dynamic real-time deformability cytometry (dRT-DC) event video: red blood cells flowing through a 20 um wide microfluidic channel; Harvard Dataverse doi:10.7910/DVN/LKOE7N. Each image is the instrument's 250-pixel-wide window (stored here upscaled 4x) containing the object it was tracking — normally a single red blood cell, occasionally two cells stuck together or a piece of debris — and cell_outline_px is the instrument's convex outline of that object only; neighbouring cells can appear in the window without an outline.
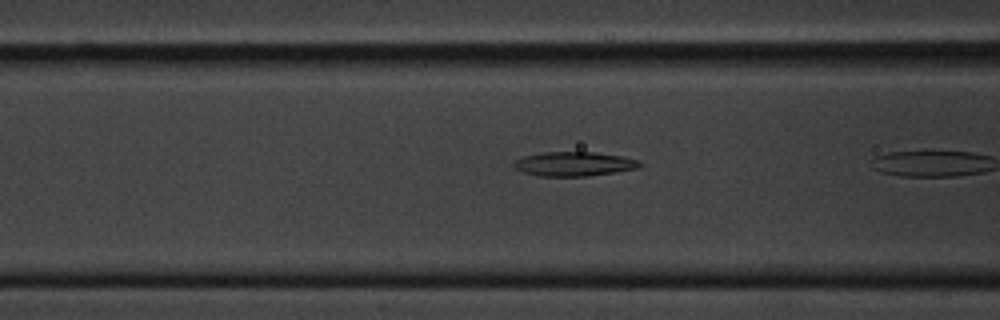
{"species": "common noctule bat (a hibernating species)", "species_latin": "Nyctalus noctula", "temperature_condition": "cold", "stored_images_in_passage": 4, "camera_frame_rate_fps": 3000, "um_per_image_px": 0.085, "animal": {"sex": "male", "body_mass_g": 20.1, "forearm_length_mm": 53.5}, "frame": {"image": 1, "passage_image": 3, "time_ms": 0.667, "image_size_px": [1000, 320], "cell_outline_px": [[640, 168], [616, 172], [588, 176], [536, 176], [524, 172], [516, 168], [512, 164], [512, 160], [524, 156], [544, 152], [596, 152], [624, 156], [640, 160]], "centroid_in_image_um": [48.8, 13.93], "position_along_channel_um": 117.8, "area_um2": 18.03}}